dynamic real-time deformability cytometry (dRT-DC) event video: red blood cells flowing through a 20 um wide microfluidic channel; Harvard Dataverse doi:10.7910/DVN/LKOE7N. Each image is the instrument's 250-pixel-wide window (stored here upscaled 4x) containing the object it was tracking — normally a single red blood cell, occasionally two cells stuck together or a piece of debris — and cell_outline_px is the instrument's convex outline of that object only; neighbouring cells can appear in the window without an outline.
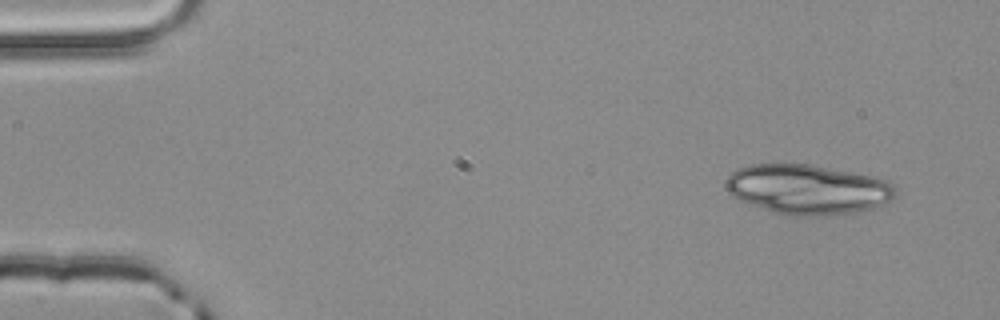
{"species": "common noctule bat (a hibernating species)", "species_latin": "Nyctalus noctula", "temperature_condition": "room temperature", "stored_images_in_passage": 5, "camera_frame_rate_fps": 3000, "um_per_image_px": 0.085, "animal": {"sex": "male", "body_mass_g": 20.4}, "frame": {"image": 1, "passage_image": 1, "time_ms": 0.0, "image_size_px": [1000, 320], "cell_outline_px": [[896, 196], [884, 204], [872, 208], [852, 212], [824, 216], [792, 216], [776, 212], [740, 200], [732, 196], [724, 184], [728, 176], [736, 168], [748, 164], [808, 164], [872, 176], [888, 180], [896, 188]], "centroid_in_image_um": [68.66, 16.09], "position_along_channel_um": 16.3, "area_um2": 49.07}}